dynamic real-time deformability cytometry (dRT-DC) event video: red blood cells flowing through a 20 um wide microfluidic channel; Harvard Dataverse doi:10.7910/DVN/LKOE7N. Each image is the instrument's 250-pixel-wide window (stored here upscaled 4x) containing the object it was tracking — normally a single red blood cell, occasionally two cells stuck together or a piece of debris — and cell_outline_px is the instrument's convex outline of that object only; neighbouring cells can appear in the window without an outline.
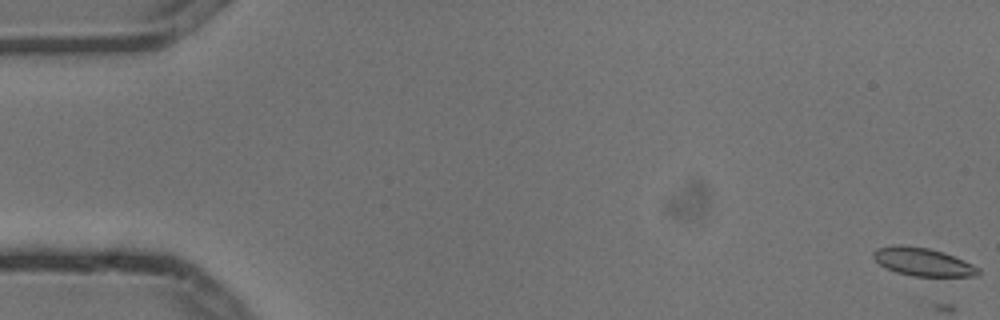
{"species": "common noctule bat (a hibernating species)", "species_latin": "Nyctalus noctula", "temperature_condition": "cold", "stored_images_in_passage": 5, "camera_frame_rate_fps": 3000, "um_per_image_px": 0.085, "animal": {"sex": "male", "body_mass_g": 13.3}, "frame": {"image": 1, "passage_image": 1, "time_ms": 0.0, "image_size_px": [1000, 320], "cell_outline_px": [[980, 276], [912, 276], [896, 272], [880, 264], [872, 256], [872, 252], [876, 248], [892, 244], [900, 244], [928, 248], [944, 252], [964, 260], [980, 268]], "centroid_in_image_um": [78.44, 22.25], "position_along_channel_um": 6.6, "area_um2": 17.34}}
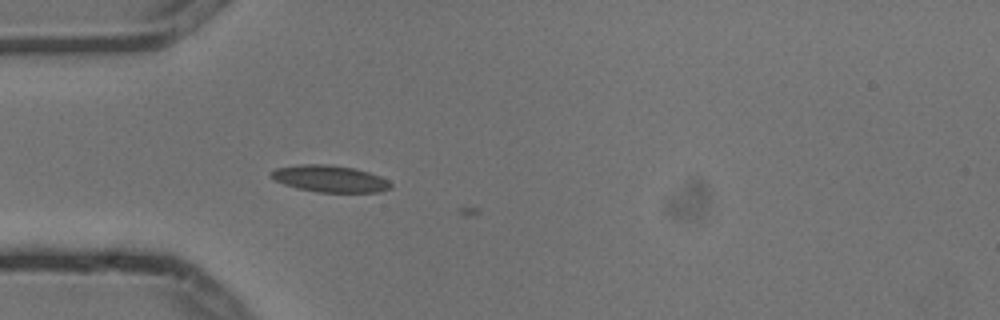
{"frame": {"image": 2, "passage_image": 5, "time_ms": 1.333, "image_size_px": [1000, 320], "cell_outline_px": [[392, 188], [380, 192], [316, 192], [296, 188], [284, 184], [268, 176], [268, 172], [276, 168], [300, 164], [328, 164], [356, 168], [380, 176], [388, 180], [392, 184]], "centroid_in_image_um": [28.02, 15.19], "position_along_channel_um": 57.0, "area_um2": 18.9}}